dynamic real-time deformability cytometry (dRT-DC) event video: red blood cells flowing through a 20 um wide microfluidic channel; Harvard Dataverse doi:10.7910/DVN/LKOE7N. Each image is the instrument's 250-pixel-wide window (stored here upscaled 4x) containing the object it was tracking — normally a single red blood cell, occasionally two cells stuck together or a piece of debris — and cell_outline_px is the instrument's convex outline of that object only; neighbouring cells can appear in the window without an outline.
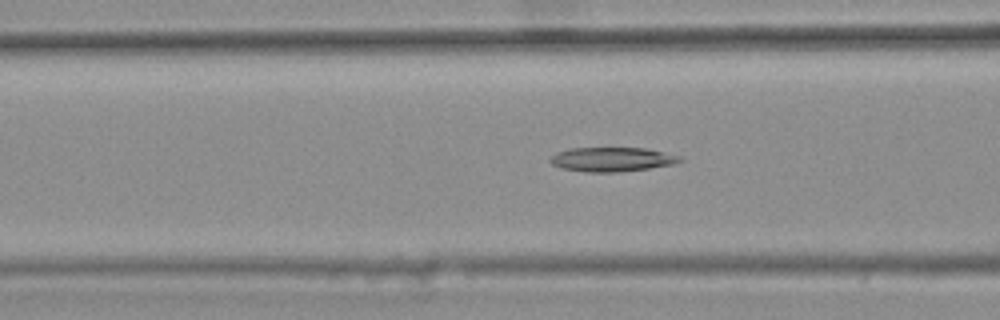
{"species": "common noctule bat (a hibernating species)", "species_latin": "Nyctalus noctula", "temperature_condition": "warm", "stored_images_in_passage": 49, "camera_frame_rate_fps": 3000, "um_per_image_px": 0.085, "animal": {"sex": "female", "body_mass_g": 25.1}, "frame": {"image": 1, "passage_image": 22, "time_ms": 7.0, "image_size_px": [1000, 320], "cell_outline_px": [[684, 160], [676, 164], [648, 168], [616, 172], [588, 172], [560, 168], [552, 164], [548, 160], [556, 152], [568, 148], [648, 148], [680, 156]], "centroid_in_image_um": [52.02, 13.54], "position_along_channel_um": 114.6, "area_um2": 18.44}}
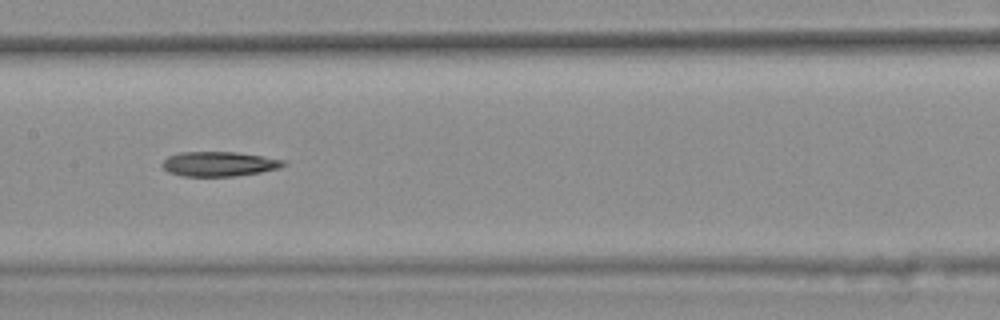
{"frame": {"image": 2, "passage_image": 28, "time_ms": 9.0, "image_size_px": [1000, 320], "cell_outline_px": [[288, 164], [280, 168], [260, 172], [236, 176], [184, 176], [168, 172], [160, 164], [168, 156], [180, 152], [236, 152], [264, 156], [284, 160]], "centroid_in_image_um": [18.64, 13.93], "position_along_channel_um": 188.8, "area_um2": 17.51}}
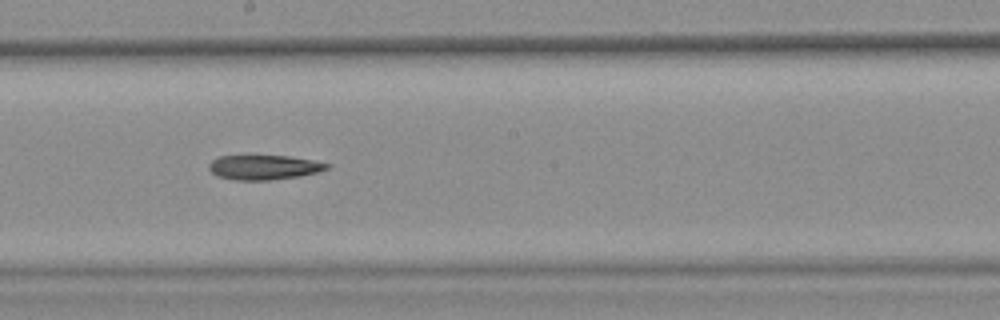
{"frame": {"image": 3, "passage_image": 31, "time_ms": 10.0, "image_size_px": [1000, 320], "cell_outline_px": [[332, 164], [328, 168], [316, 172], [300, 176], [268, 180], [236, 180], [216, 176], [208, 168], [208, 164], [212, 160], [220, 156], [288, 156], [312, 160]], "centroid_in_image_um": [22.42, 14.22], "position_along_channel_um": 225.8, "area_um2": 16.82}}